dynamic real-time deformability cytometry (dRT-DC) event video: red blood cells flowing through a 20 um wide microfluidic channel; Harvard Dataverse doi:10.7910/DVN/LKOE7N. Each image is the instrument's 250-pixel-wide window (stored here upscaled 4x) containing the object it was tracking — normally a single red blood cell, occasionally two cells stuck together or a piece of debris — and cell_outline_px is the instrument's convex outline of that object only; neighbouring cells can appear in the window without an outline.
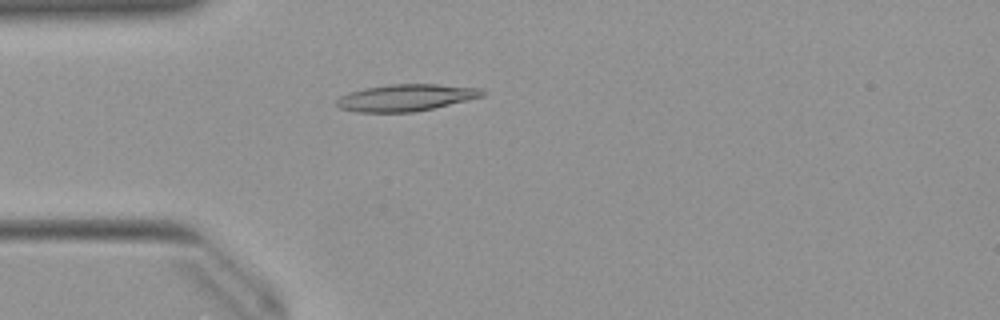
{"species": "Egyptian fruit bat (a non-hibernating species)", "species_latin": "Rousettus aegyptiacus", "temperature_condition": "warm", "stored_images_in_passage": 51, "camera_frame_rate_fps": 3000, "um_per_image_px": 0.085, "animal": {"sex": "female"}, "frame": {"image": 1, "passage_image": 13, "time_ms": 4.0, "image_size_px": [1000, 320], "cell_outline_px": [[484, 96], [432, 108], [412, 112], [356, 112], [340, 108], [336, 104], [336, 100], [340, 96], [348, 92], [364, 88], [388, 84], [436, 84], [480, 88], [484, 92]], "centroid_in_image_um": [34.45, 8.29], "position_along_channel_um": 50.5, "area_um2": 22.66}}
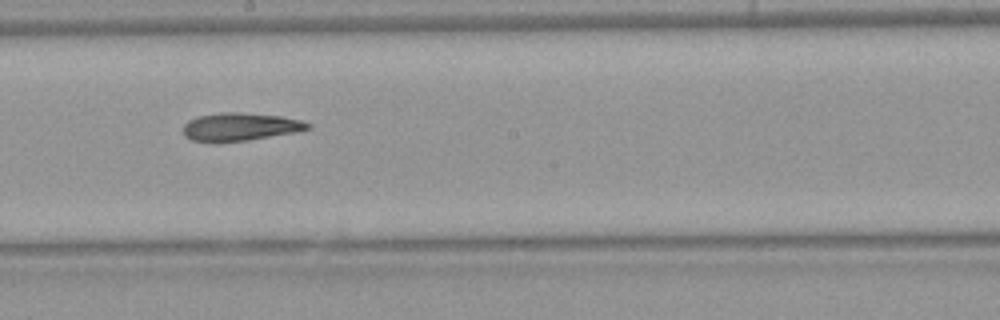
{"frame": {"image": 2, "passage_image": 27, "time_ms": 8.667, "image_size_px": [1000, 320], "cell_outline_px": [[312, 128], [292, 132], [248, 140], [192, 140], [184, 136], [184, 124], [188, 120], [196, 116], [220, 112], [244, 112], [280, 116], [300, 120], [312, 124]], "centroid_in_image_um": [20.42, 10.73], "position_along_channel_um": 227.8, "area_um2": 19.83}}
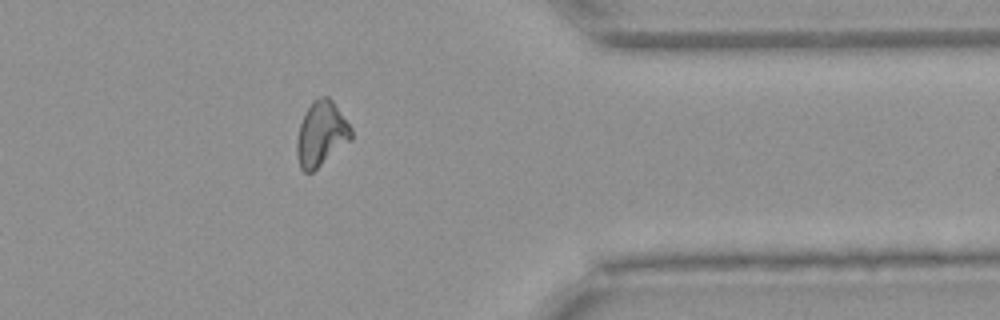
{"frame": {"image": 3, "passage_image": 40, "time_ms": 13.0, "image_size_px": [1000, 320], "cell_outline_px": [[352, 140], [312, 172], [304, 172], [300, 168], [296, 152], [296, 140], [300, 124], [304, 112], [312, 100], [320, 96], [328, 96], [332, 100], [352, 128]], "centroid_in_image_um": [27.3, 11.37], "position_along_channel_um": 384.1, "area_um2": 20.69}, "authors_computed_cell_mechanics": {"area_um2": 20.6924, "velocity_mm_per_s": 3.985, "shape_relaxation_time_tau1_ms": null, "shape_relaxation_time_tau2_ms": 7.2208, "deformation_change_tau1": null, "deformation_change_tau2": 0.1834}}